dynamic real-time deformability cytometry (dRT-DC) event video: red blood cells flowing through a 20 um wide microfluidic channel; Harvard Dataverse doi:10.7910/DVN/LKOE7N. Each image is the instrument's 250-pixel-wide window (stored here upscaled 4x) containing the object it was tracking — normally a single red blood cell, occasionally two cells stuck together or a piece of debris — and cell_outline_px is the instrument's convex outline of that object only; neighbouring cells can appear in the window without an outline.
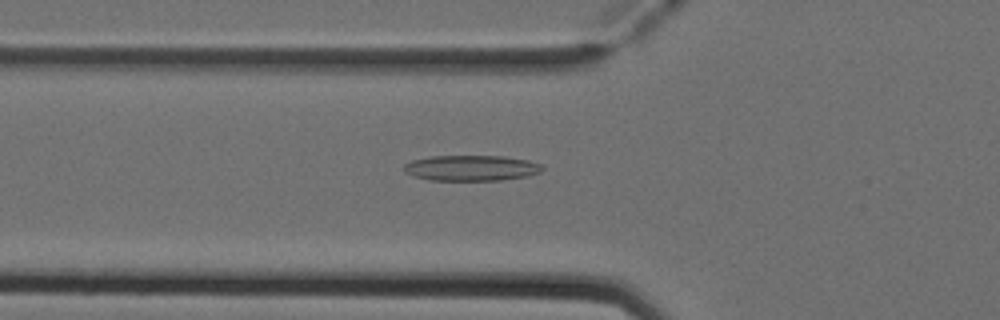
{"species": "Egyptian fruit bat (a non-hibernating species)", "species_latin": "Rousettus aegyptiacus", "temperature_condition": "cold", "stored_images_in_passage": 47, "camera_frame_rate_fps": 3000, "um_per_image_px": 0.085, "animal": {"sex": "female"}, "frame": {"image": 1, "passage_image": 15, "time_ms": 4.667, "image_size_px": [1000, 320], "cell_outline_px": [[544, 168], [540, 172], [528, 176], [504, 180], [432, 180], [412, 176], [404, 172], [404, 164], [412, 160], [432, 156], [504, 156], [528, 160], [540, 164]], "centroid_in_image_um": [40.06, 14.28], "position_along_channel_um": 85.7, "area_um2": 20.69}}
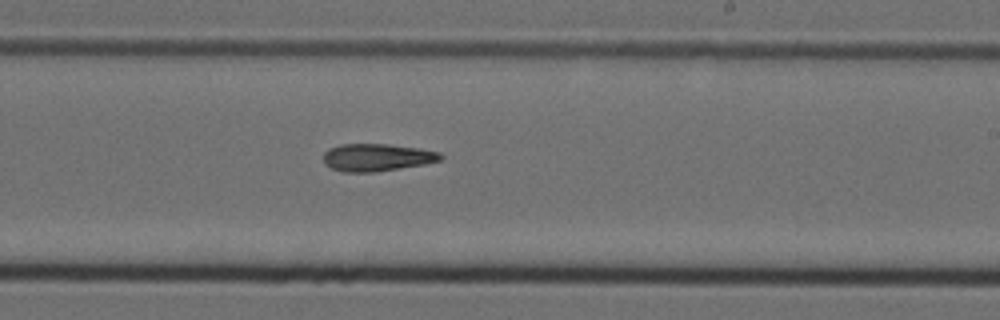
{"frame": {"image": 2, "passage_image": 28, "time_ms": 9.0, "image_size_px": [1000, 320], "cell_outline_px": [[444, 156], [440, 160], [424, 164], [400, 168], [372, 172], [344, 172], [332, 168], [324, 164], [324, 152], [328, 148], [340, 144], [388, 144], [420, 148], [440, 152]], "centroid_in_image_um": [32.03, 13.37], "position_along_channel_um": 257.0, "area_um2": 18.79}}
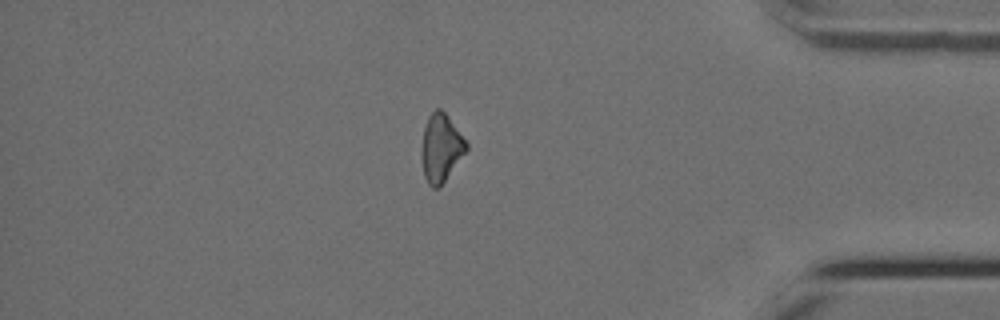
{"frame": {"image": 3, "passage_image": 41, "time_ms": 13.333, "image_size_px": [1000, 320], "cell_outline_px": [[468, 148], [440, 188], [432, 188], [428, 184], [424, 176], [420, 156], [420, 148], [424, 128], [428, 116], [436, 108], [440, 108], [448, 116], [468, 144]], "centroid_in_image_um": [37.45, 12.59], "position_along_channel_um": 397.8, "area_um2": 17.86}}